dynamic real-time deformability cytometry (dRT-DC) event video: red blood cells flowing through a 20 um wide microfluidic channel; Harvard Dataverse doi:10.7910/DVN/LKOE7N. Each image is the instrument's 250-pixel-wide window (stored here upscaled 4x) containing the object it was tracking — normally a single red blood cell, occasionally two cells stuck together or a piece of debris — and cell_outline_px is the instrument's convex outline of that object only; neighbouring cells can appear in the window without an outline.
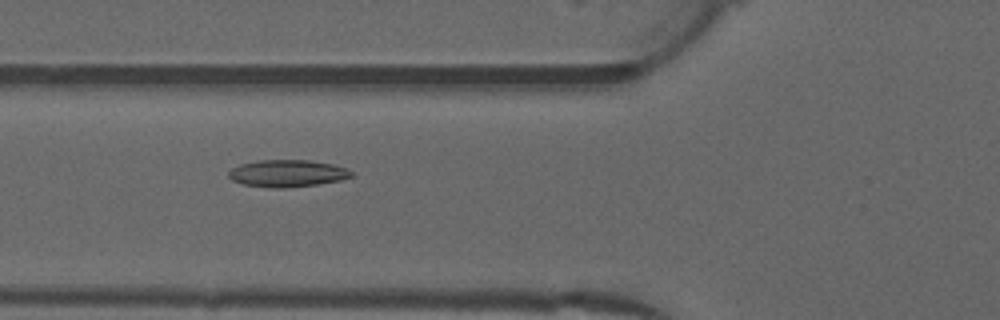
{"species": "common noctule bat (a hibernating species)", "species_latin": "Nyctalus noctula", "temperature_condition": "warm", "stored_images_in_passage": 42, "camera_frame_rate_fps": 3000, "um_per_image_px": 0.085, "animal": {"sex": "male", "forearm_length_mm": 52.5}, "frame": {"image": 1, "passage_image": 10, "time_ms": 3.0, "image_size_px": [1000, 320], "cell_outline_px": [[356, 176], [340, 180], [316, 184], [284, 188], [272, 188], [244, 184], [232, 180], [228, 176], [228, 172], [232, 168], [240, 164], [260, 160], [312, 160], [332, 164], [344, 168], [352, 172]], "centroid_in_image_um": [24.43, 14.73], "position_along_channel_um": 101.4, "area_um2": 19.31}}
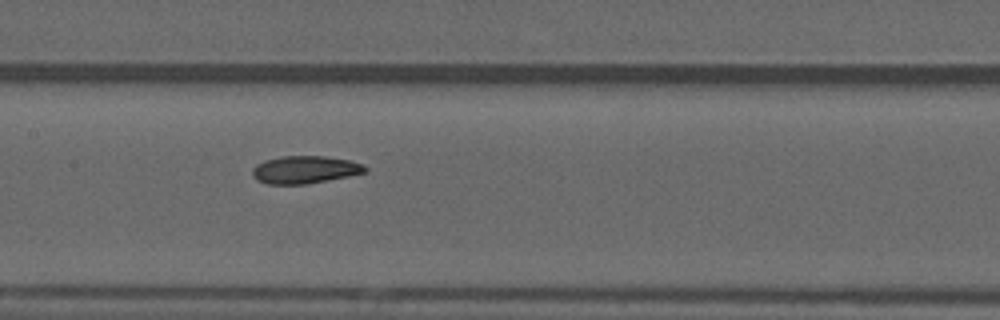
{"frame": {"image": 2, "passage_image": 16, "time_ms": 5.0, "image_size_px": [1000, 320], "cell_outline_px": [[368, 172], [328, 180], [304, 184], [268, 184], [256, 180], [252, 176], [252, 168], [256, 164], [264, 160], [284, 156], [324, 156], [348, 160], [364, 164], [368, 168]], "centroid_in_image_um": [25.91, 14.42], "position_along_channel_um": 181.5, "area_um2": 18.21}}
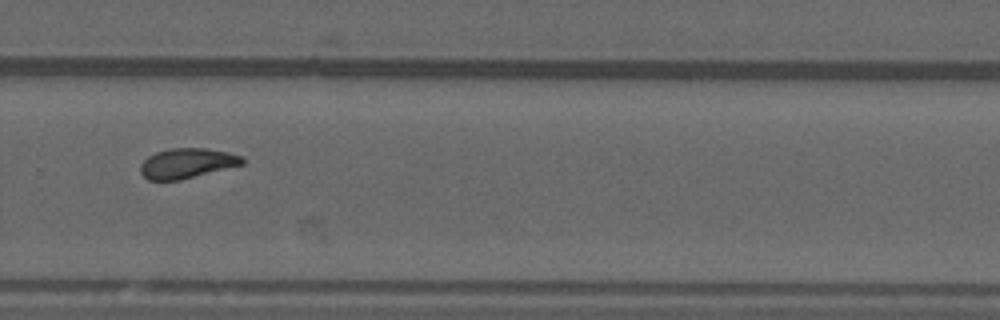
{"frame": {"image": 3, "passage_image": 26, "time_ms": 8.333, "image_size_px": [1000, 320], "cell_outline_px": [[244, 164], [180, 180], [148, 180], [140, 172], [140, 164], [148, 156], [156, 152], [172, 148], [208, 148], [228, 152], [240, 156], [244, 160]], "centroid_in_image_um": [15.88, 13.87], "position_along_channel_um": 313.9, "area_um2": 17.74}, "authors_computed_cell_mechanics": {"area_um2": 18.207, "velocity_mm_per_s": 3.9952, "shape_relaxation_time_tau1_ms": null, "shape_relaxation_time_tau2_ms": 2.5059, "deformation_change_tau1": null, "deformation_change_tau2": 0.0897}}